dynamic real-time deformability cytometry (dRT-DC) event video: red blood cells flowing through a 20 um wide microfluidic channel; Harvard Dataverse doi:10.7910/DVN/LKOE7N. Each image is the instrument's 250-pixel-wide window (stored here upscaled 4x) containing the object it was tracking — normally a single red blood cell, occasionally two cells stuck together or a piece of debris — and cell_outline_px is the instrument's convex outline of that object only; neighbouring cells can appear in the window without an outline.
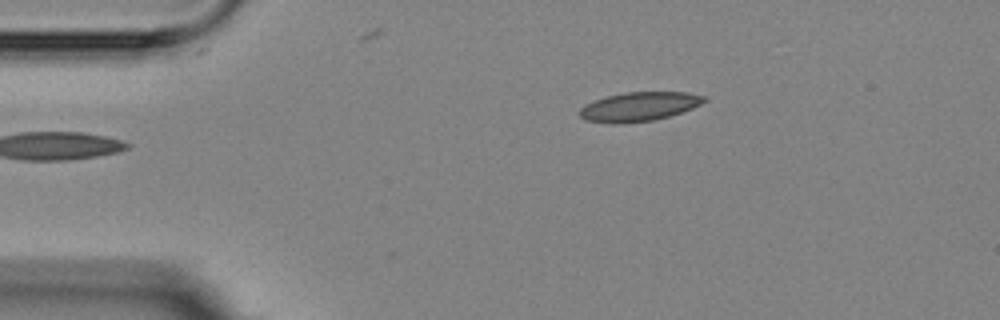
{"species": "Egyptian fruit bat (a non-hibernating species)", "species_latin": "Rousettus aegyptiacus", "temperature_condition": "room temperature", "stored_images_in_passage": 9, "camera_frame_rate_fps": 3000, "um_per_image_px": 0.085, "animal": {"sex": "female"}, "frame": {"image": 1, "passage_image": 1, "time_ms": 0.0, "image_size_px": [1000, 320], "cell_outline_px": [[708, 100], [692, 108], [668, 116], [652, 120], [612, 124], [584, 120], [576, 112], [584, 104], [592, 100], [624, 92], [688, 92], [708, 96]], "centroid_in_image_um": [54.28, 9.05], "position_along_channel_um": 30.7, "area_um2": 21.27}}
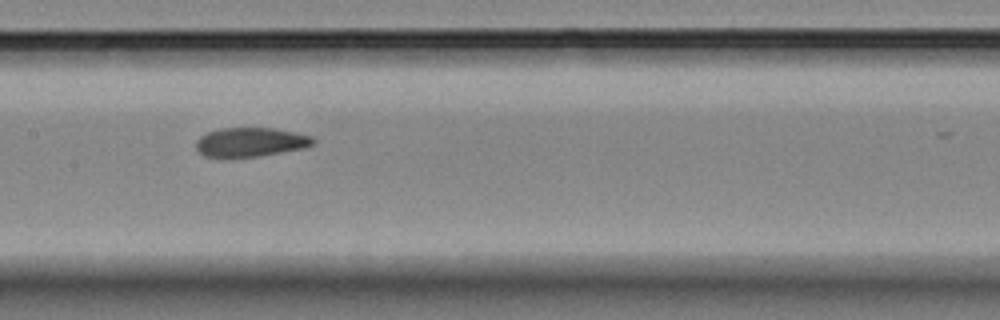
{"frame": {"image": 2, "passage_image": 6, "time_ms": 5.667, "image_size_px": [1000, 320], "cell_outline_px": [[316, 144], [304, 148], [260, 156], [232, 160], [220, 160], [204, 156], [196, 148], [196, 140], [200, 136], [208, 132], [220, 128], [272, 128], [312, 136], [316, 140]], "centroid_in_image_um": [21.24, 12.13], "position_along_channel_um": 186.2, "area_um2": 20.63}}
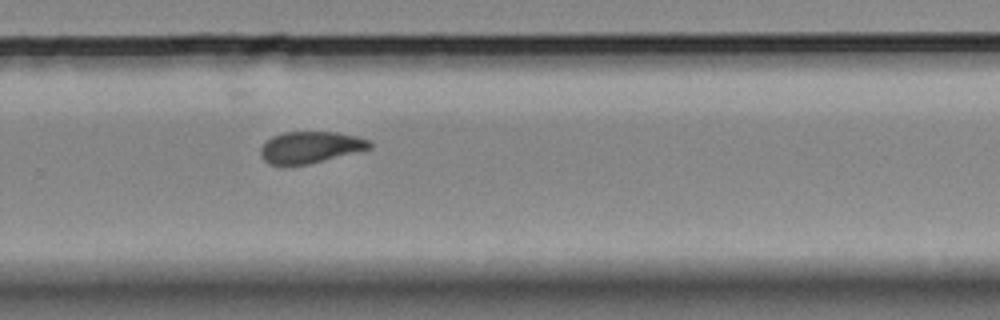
{"frame": {"image": 3, "passage_image": 9, "time_ms": 9.0, "image_size_px": [1000, 320], "cell_outline_px": [[372, 148], [308, 164], [288, 168], [268, 164], [260, 156], [260, 148], [272, 136], [284, 132], [336, 132], [356, 136], [368, 140], [372, 144]], "centroid_in_image_um": [26.32, 12.55], "position_along_channel_um": 303.5, "area_um2": 20.4}}